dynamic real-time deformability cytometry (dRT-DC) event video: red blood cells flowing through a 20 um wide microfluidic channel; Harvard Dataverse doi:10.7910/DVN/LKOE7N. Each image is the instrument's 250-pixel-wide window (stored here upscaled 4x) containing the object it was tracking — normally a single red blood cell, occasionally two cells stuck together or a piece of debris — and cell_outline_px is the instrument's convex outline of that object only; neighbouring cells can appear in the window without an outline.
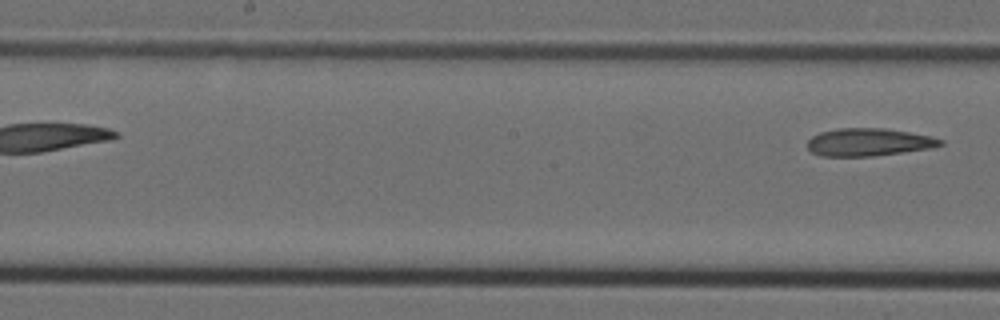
{"species": "Egyptian fruit bat (a non-hibernating species)", "species_latin": "Rousettus aegyptiacus", "temperature_condition": "cold", "stored_images_in_passage": 7, "segment_of_instrument_passage": [2, 2], "camera_frame_rate_fps": 3000, "um_per_image_px": 0.085, "animal": {"sex": "female"}, "frame": {"image": 1, "passage_image": 7, "time_ms": 2.0, "image_size_px": [1000, 320], "cell_outline_px": [[944, 144], [932, 148], [872, 156], [820, 156], [812, 152], [808, 148], [808, 140], [812, 136], [820, 132], [836, 128], [884, 128], [932, 136], [944, 140]], "centroid_in_image_um": [73.84, 12.08], "position_along_channel_um": 174.4, "area_um2": 21.5}}